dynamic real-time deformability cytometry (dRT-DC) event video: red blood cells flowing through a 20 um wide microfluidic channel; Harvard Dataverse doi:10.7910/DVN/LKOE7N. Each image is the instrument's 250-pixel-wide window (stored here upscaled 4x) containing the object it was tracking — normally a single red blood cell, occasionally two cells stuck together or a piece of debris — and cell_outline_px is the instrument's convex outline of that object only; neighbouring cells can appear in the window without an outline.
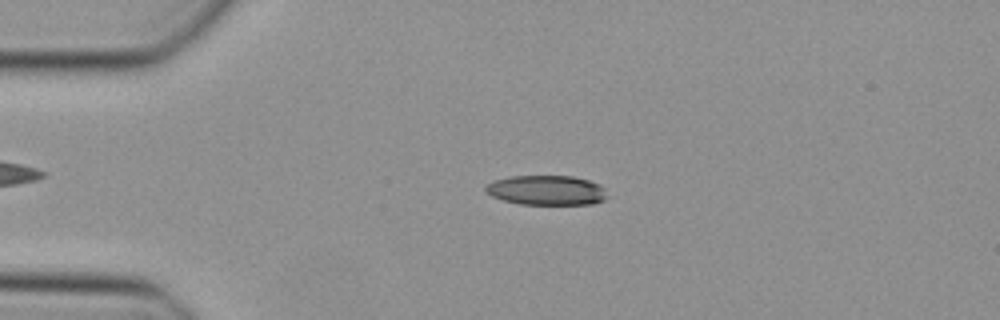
{"species": "Egyptian fruit bat (a non-hibernating species)", "species_latin": "Rousettus aegyptiacus", "temperature_condition": "cold", "stored_images_in_passage": 48, "camera_frame_rate_fps": 3000, "um_per_image_px": 0.085, "animal": {"sex": "female"}, "frame": {"image": 1, "passage_image": 11, "time_ms": 3.333, "image_size_px": [1000, 320], "cell_outline_px": [[604, 200], [592, 204], [520, 204], [504, 200], [492, 196], [484, 188], [492, 180], [512, 176], [572, 176], [588, 180], [600, 184], [604, 188]], "centroid_in_image_um": [46.44, 16.16], "position_along_channel_um": 38.6, "area_um2": 20.87}}
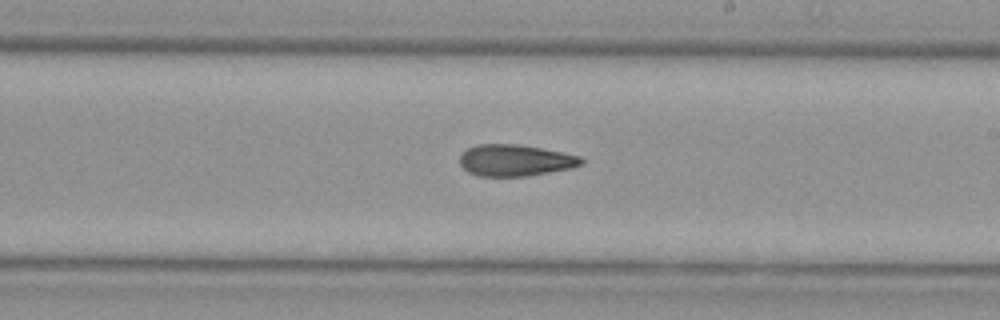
{"frame": {"image": 2, "passage_image": 28, "time_ms": 9.0, "image_size_px": [1000, 320], "cell_outline_px": [[584, 160], [580, 164], [572, 168], [524, 176], [480, 176], [468, 172], [460, 164], [460, 152], [476, 144], [520, 144], [580, 156]], "centroid_in_image_um": [43.74, 13.62], "position_along_channel_um": 245.3, "area_um2": 22.2}}
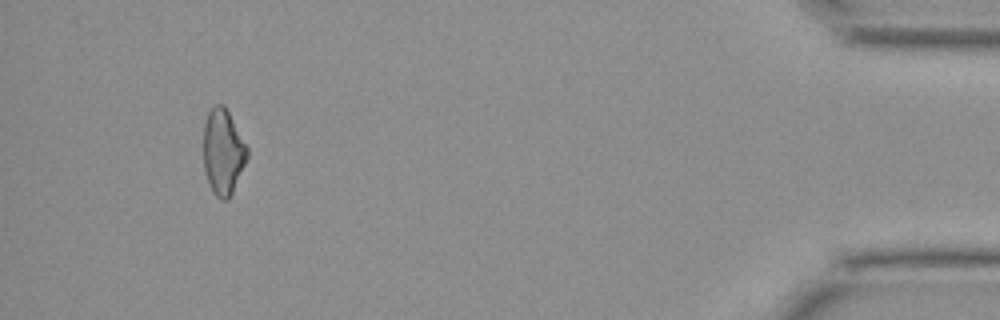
{"frame": {"image": 3, "passage_image": 45, "time_ms": 14.667, "image_size_px": [1000, 320], "cell_outline_px": [[248, 156], [232, 192], [228, 200], [220, 200], [212, 192], [204, 168], [204, 124], [208, 112], [216, 104], [224, 104], [248, 148]], "centroid_in_image_um": [18.95, 12.91], "position_along_channel_um": 416.2, "area_um2": 21.56}}